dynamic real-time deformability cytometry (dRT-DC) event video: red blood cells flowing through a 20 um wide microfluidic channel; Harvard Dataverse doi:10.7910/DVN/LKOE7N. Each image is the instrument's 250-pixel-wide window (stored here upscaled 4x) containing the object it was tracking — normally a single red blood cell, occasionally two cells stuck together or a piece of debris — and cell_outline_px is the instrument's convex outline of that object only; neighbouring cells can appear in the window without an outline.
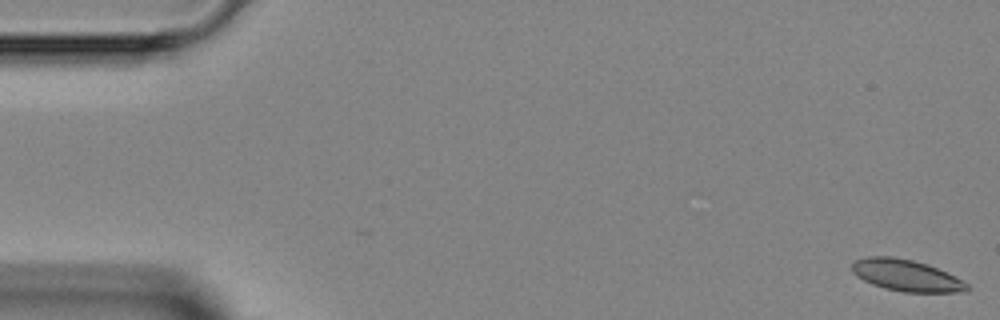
{"species": "Egyptian fruit bat (a non-hibernating species)", "species_latin": "Rousettus aegyptiacus", "temperature_condition": "room temperature", "stored_images_in_passage": 10, "camera_frame_rate_fps": 3000, "um_per_image_px": 0.085, "animal": {"sex": "female"}, "frame": {"image": 1, "passage_image": 1, "time_ms": 0.0, "image_size_px": [1000, 320], "cell_outline_px": [[972, 288], [968, 292], [904, 292], [884, 288], [872, 284], [856, 276], [852, 272], [852, 264], [856, 260], [868, 256], [892, 256], [912, 260], [928, 264], [968, 284]], "centroid_in_image_um": [77.02, 23.41], "position_along_channel_um": 8.0, "area_um2": 21.04}}